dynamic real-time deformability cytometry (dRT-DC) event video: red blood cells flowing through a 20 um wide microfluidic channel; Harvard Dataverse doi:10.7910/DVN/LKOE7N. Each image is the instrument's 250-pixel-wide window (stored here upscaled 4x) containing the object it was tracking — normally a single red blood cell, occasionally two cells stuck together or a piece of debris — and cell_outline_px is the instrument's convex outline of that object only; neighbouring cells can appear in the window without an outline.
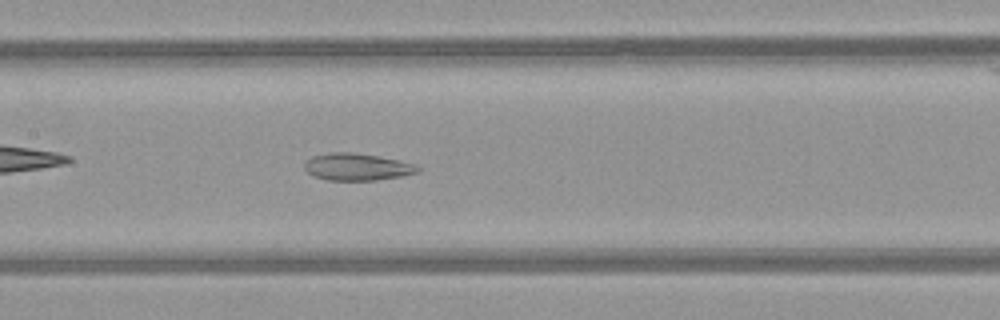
{"species": "common noctule bat (a hibernating species)", "species_latin": "Nyctalus noctula", "temperature_condition": "warm", "stored_images_in_passage": 37, "camera_frame_rate_fps": 3000, "um_per_image_px": 0.085, "animal": {"sex": "female", "body_mass_g": 21.9}, "frame": {"image": 1, "passage_image": 11, "time_ms": 3.333, "image_size_px": [1000, 320], "cell_outline_px": [[424, 168], [416, 172], [400, 176], [376, 180], [328, 180], [312, 176], [304, 168], [304, 164], [312, 156], [332, 152], [348, 152], [380, 156], [400, 160], [416, 164]], "centroid_in_image_um": [30.37, 14.18], "position_along_channel_um": 177.0, "area_um2": 17.92}}
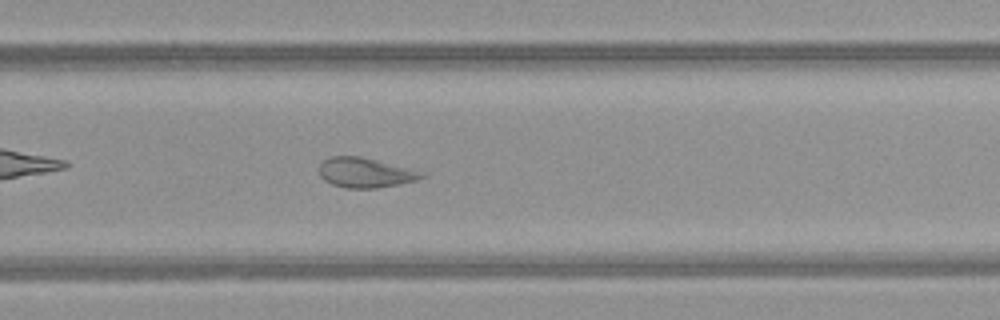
{"frame": {"image": 2, "passage_image": 20, "time_ms": 6.333, "image_size_px": [1000, 320], "cell_outline_px": [[428, 176], [416, 180], [376, 188], [344, 188], [332, 184], [324, 180], [320, 176], [320, 164], [328, 156], [360, 156], [412, 168], [428, 172]], "centroid_in_image_um": [31.1, 14.67], "position_along_channel_um": 298.7, "area_um2": 18.03}}
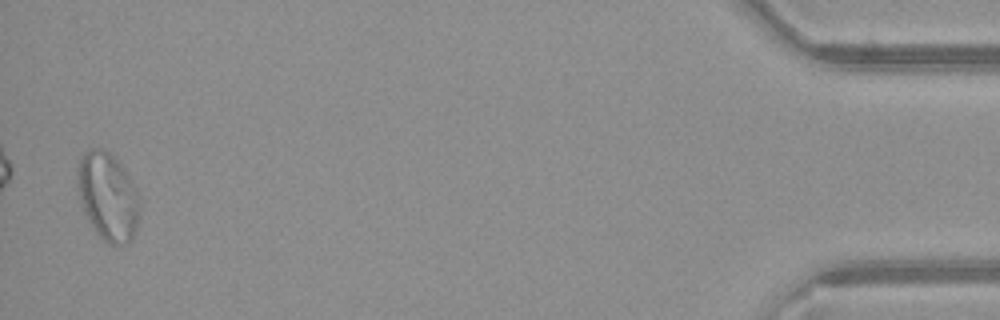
{"frame": {"image": 3, "passage_image": 36, "time_ms": 11.667, "image_size_px": [1000, 320], "cell_outline_px": [[140, 208], [136, 228], [132, 240], [128, 244], [108, 244], [96, 232], [84, 208], [80, 196], [80, 156], [88, 148], [104, 148], [124, 168], [136, 188], [140, 200]], "centroid_in_image_um": [9.24, 16.71], "position_along_channel_um": 426.0, "area_um2": 31.1}, "authors_computed_cell_mechanics": {"area_um2": 19.4208, "velocity_mm_per_s": 4.0893, "shape_relaxation_time_tau1_ms": null, "shape_relaxation_time_tau2_ms": 2.6864, "deformation_change_tau1": null, "deformation_change_tau2": 0.1062}}